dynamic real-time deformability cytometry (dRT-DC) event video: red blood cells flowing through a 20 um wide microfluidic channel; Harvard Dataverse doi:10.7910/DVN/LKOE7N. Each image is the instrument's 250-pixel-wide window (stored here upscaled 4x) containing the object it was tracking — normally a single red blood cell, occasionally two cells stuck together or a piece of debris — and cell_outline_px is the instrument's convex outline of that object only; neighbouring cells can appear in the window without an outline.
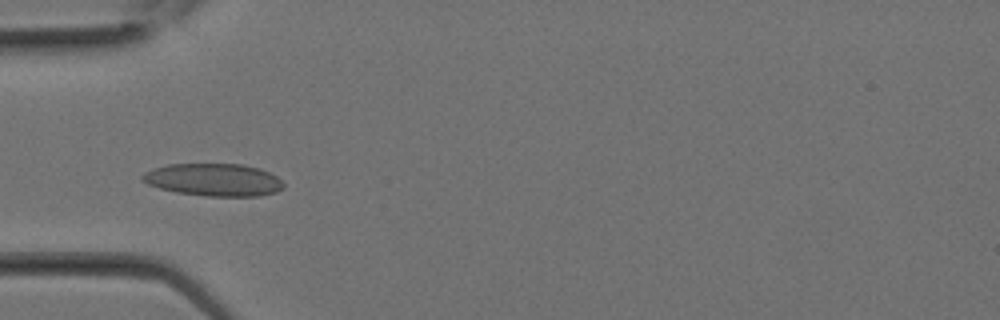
{"species": "Egyptian fruit bat (a non-hibernating species)", "species_latin": "Rousettus aegyptiacus", "temperature_condition": "room temperature", "stored_images_in_passage": 12, "camera_frame_rate_fps": 3000, "um_per_image_px": 0.085, "animal": {"sex": "female"}, "frame": {"image": 1, "passage_image": 9, "time_ms": 2.667, "image_size_px": [1000, 320], "cell_outline_px": [[284, 188], [276, 192], [260, 196], [204, 196], [176, 192], [160, 188], [148, 184], [140, 180], [140, 176], [144, 172], [152, 168], [168, 164], [240, 164], [260, 168], [276, 176], [284, 184]], "centroid_in_image_um": [18.14, 15.28], "position_along_channel_um": 66.9, "area_um2": 26.93}}
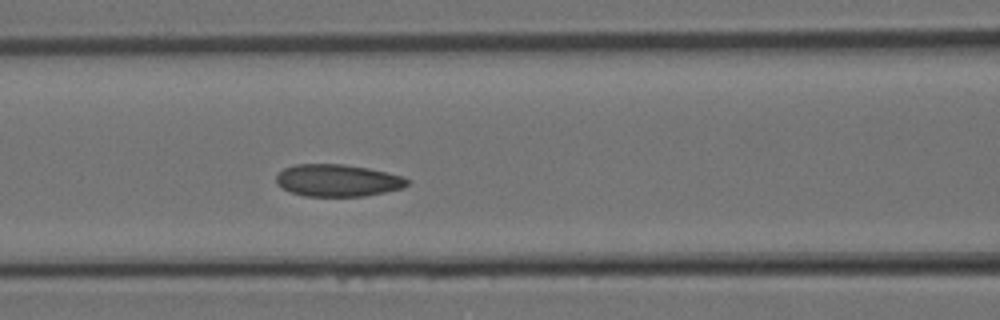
{"frame": {"image": 2, "passage_image": 12, "time_ms": 3.667, "image_size_px": [1000, 320], "cell_outline_px": [[408, 184], [404, 188], [364, 196], [304, 196], [292, 192], [276, 184], [276, 176], [284, 168], [296, 164], [344, 164], [368, 168], [404, 176], [408, 180]], "centroid_in_image_um": [28.71, 15.33], "position_along_channel_um": 137.9, "area_um2": 24.51}}